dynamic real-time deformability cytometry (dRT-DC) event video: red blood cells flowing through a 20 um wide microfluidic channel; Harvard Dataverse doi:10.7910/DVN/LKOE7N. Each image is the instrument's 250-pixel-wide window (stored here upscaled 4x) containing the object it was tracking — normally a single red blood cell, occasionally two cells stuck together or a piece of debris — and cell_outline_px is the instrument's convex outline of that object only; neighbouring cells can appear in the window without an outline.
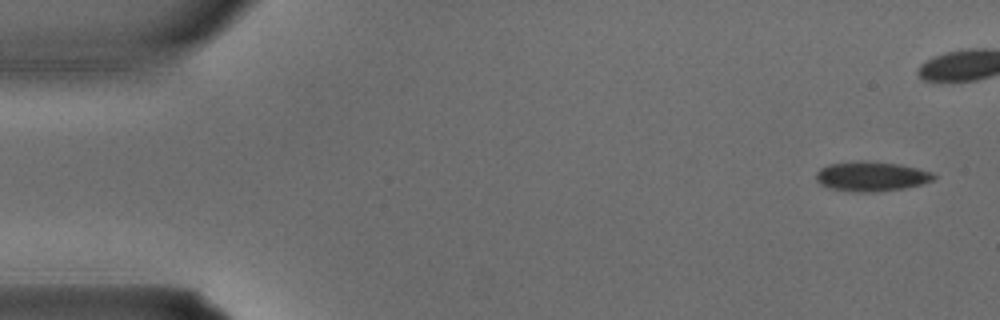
{"species": "common noctule bat (a hibernating species)", "species_latin": "Nyctalus noctula", "temperature_condition": "warm", "stored_images_in_passage": 5, "camera_frame_rate_fps": 3000, "um_per_image_px": 0.085, "animal": {"sex": "male", "body_mass_g": 15.6}, "frame": {"image": 1, "passage_image": 1, "time_ms": 0.0, "image_size_px": [1000, 320], "cell_outline_px": [[936, 176], [932, 180], [920, 184], [904, 188], [876, 192], [852, 192], [828, 188], [820, 184], [816, 180], [816, 172], [820, 168], [828, 164], [852, 160], [864, 160], [896, 164], [916, 168], [932, 172]], "centroid_in_image_um": [73.99, 14.99], "position_along_channel_um": 11.0, "area_um2": 20.52}}
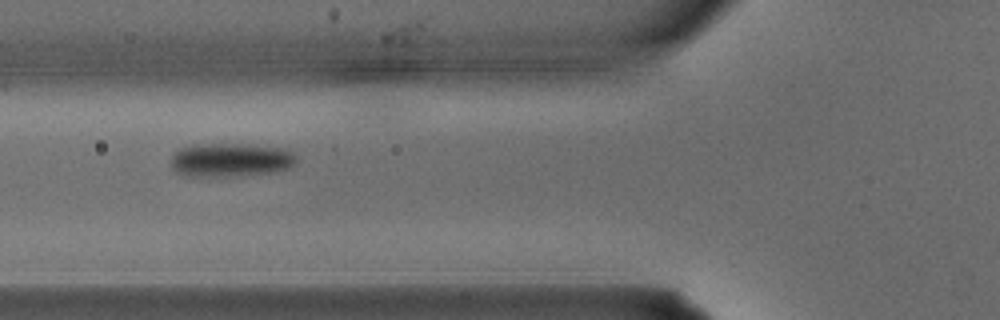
{"frame": {"image": 2, "passage_image": 5, "time_ms": 1.333, "image_size_px": [1000, 320], "cell_outline_px": [[296, 160], [292, 168], [276, 172], [236, 176], [184, 176], [176, 172], [172, 168], [172, 156], [180, 148], [196, 144], [240, 144], [284, 148], [292, 152], [296, 156]], "centroid_in_image_um": [19.63, 13.6], "position_along_channel_um": 106.2, "area_um2": 24.8}}